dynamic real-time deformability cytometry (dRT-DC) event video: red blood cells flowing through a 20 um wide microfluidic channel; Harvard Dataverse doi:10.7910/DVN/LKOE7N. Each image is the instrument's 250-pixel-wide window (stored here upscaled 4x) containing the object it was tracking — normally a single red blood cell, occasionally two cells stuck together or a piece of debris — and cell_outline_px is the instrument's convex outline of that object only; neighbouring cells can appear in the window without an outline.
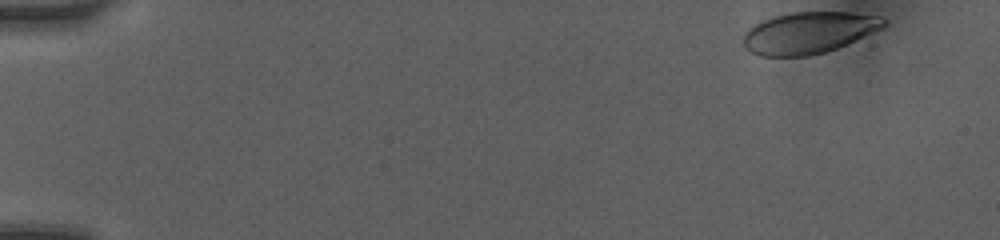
{"species": "human", "species_latin": "Homo sapiens", "temperature_condition": "room temperature", "stored_images_in_passage": 7, "camera_frame_rate_fps": 3000, "um_per_image_px": 0.085, "donor": {"sex": "female"}, "frame": {"image": 1, "passage_image": 1, "time_ms": 0.0, "image_size_px": [1000, 240], "cell_outline_px": [[888, 24], [884, 28], [836, 48], [824, 52], [808, 56], [760, 56], [744, 48], [744, 32], [748, 28], [764, 20], [776, 16], [792, 12], [848, 12], [884, 16]], "centroid_in_image_um": [68.78, 2.77], "position_along_channel_um": 16.2, "area_um2": 34.04}}
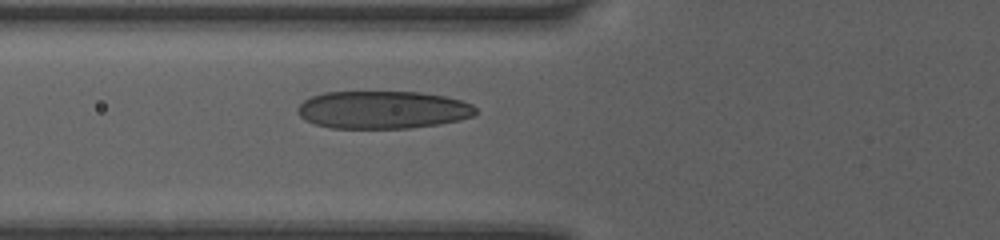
{"frame": {"image": 2, "passage_image": 7, "time_ms": 5.333, "image_size_px": [1000, 240], "cell_outline_px": [[476, 112], [472, 116], [460, 120], [436, 124], [408, 128], [332, 128], [316, 124], [304, 120], [296, 112], [296, 108], [304, 100], [312, 96], [324, 92], [420, 92], [448, 96], [472, 104], [476, 108]], "centroid_in_image_um": [32.52, 9.33], "position_along_channel_um": 93.3, "area_um2": 39.25}}